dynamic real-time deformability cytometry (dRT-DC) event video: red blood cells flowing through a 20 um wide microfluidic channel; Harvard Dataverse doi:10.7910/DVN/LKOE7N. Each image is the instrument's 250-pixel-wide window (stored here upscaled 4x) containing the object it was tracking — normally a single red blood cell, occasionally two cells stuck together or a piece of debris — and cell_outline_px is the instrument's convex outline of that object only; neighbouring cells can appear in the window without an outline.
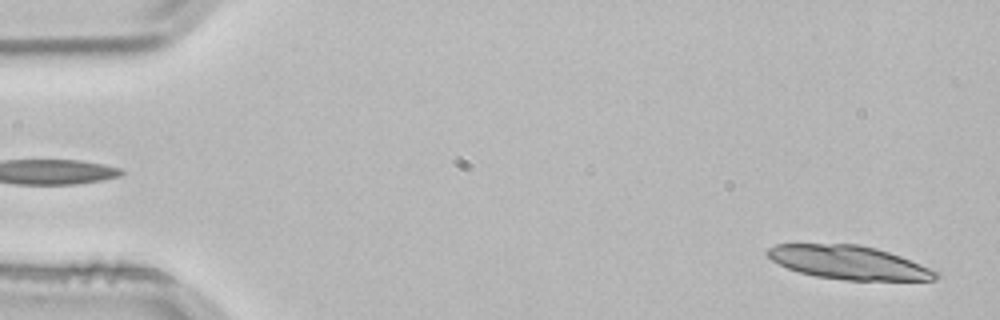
{"species": "common noctule bat (a hibernating species)", "species_latin": "Nyctalus noctula", "temperature_condition": "room temperature", "stored_images_in_passage": 3, "camera_frame_rate_fps": 3000, "um_per_image_px": 0.085, "animal": {"sex": "male", "body_mass_g": 21.5, "forearm_length_mm": 52.0}, "frame": {"image": 1, "passage_image": 3, "time_ms": 0.667, "image_size_px": [1000, 320], "cell_outline_px": [[940, 276], [936, 280], [844, 280], [816, 276], [800, 272], [788, 268], [772, 260], [764, 252], [768, 248], [776, 244], [860, 244], [876, 248], [900, 256], [940, 272]], "centroid_in_image_um": [72.16, 22.31], "position_along_channel_um": 12.8, "area_um2": 32.83}}